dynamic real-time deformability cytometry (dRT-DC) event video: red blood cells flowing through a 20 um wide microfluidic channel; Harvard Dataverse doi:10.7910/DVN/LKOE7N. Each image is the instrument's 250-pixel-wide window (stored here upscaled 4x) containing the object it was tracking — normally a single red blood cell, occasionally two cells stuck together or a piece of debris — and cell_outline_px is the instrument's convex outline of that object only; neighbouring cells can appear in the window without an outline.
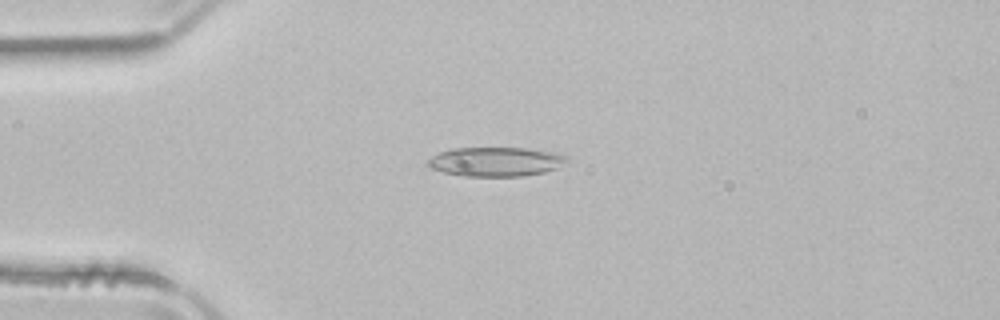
{"species": "common noctule bat (a hibernating species)", "species_latin": "Nyctalus noctula", "temperature_condition": "room temperature", "stored_images_in_passage": 3, "camera_frame_rate_fps": 3000, "um_per_image_px": 0.085, "animal": {"sex": "male", "body_mass_g": 21.5, "forearm_length_mm": 52.0}, "frame": {"image": 1, "passage_image": 2, "time_ms": 0.333, "image_size_px": [1000, 320], "cell_outline_px": [[572, 160], [556, 168], [544, 172], [524, 176], [464, 176], [444, 172], [432, 168], [428, 164], [428, 160], [432, 156], [440, 152], [452, 148], [528, 148], [556, 152], [568, 156]], "centroid_in_image_um": [42.22, 13.73], "position_along_channel_um": 42.8, "area_um2": 23.81}}
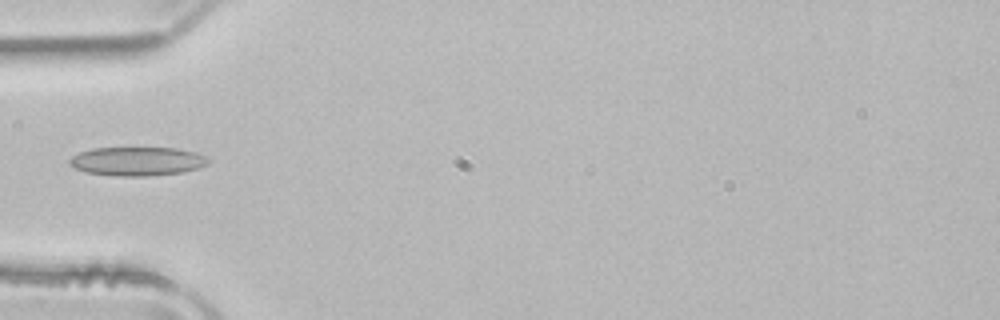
{"frame": {"image": 2, "passage_image": 3, "time_ms": 0.667, "image_size_px": [1000, 320], "cell_outline_px": [[212, 160], [208, 164], [200, 168], [184, 172], [148, 176], [116, 176], [84, 172], [68, 164], [68, 160], [72, 156], [80, 152], [92, 148], [176, 148], [196, 152], [208, 156]], "centroid_in_image_um": [11.71, 13.71], "position_along_channel_um": 73.3, "area_um2": 23.64}}